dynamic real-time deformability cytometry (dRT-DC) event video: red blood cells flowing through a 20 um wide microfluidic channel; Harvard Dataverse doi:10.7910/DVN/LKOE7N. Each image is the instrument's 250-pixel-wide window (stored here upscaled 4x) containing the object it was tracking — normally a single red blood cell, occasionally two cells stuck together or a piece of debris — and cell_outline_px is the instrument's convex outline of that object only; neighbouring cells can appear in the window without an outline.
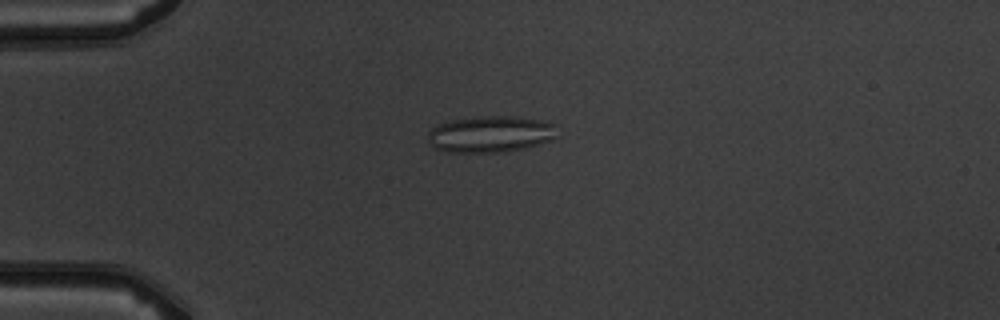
{"species": "common noctule bat (a hibernating species)", "species_latin": "Nyctalus noctula", "temperature_condition": "warm", "stored_images_in_passage": 3, "camera_frame_rate_fps": 3000, "um_per_image_px": 0.085, "animal": {"sex": "male", "body_mass_g": 19.5, "forearm_length_mm": 54.6}, "frame": {"image": 1, "passage_image": 1, "time_ms": 0.0, "image_size_px": [1000, 320], "cell_outline_px": [[556, 136], [552, 140], [528, 148], [504, 152], [444, 152], [436, 148], [428, 140], [428, 132], [432, 128], [440, 124], [452, 120], [476, 116], [512, 116], [540, 120], [556, 124]], "centroid_in_image_um": [41.72, 11.41], "position_along_channel_um": 43.3, "area_um2": 27.63}}
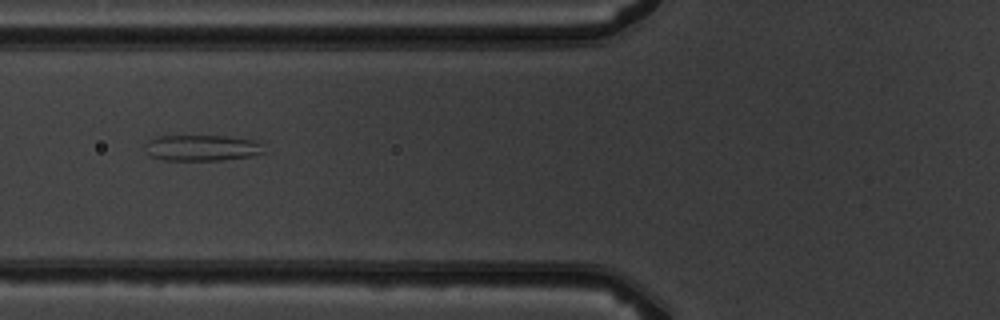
{"frame": {"image": 2, "passage_image": 3, "time_ms": 2.333, "image_size_px": [1000, 320], "cell_outline_px": [[264, 152], [252, 156], [220, 160], [164, 160], [152, 156], [144, 148], [144, 144], [148, 140], [160, 136], [228, 136], [256, 140], [260, 144]], "centroid_in_image_um": [17.16, 12.56], "position_along_channel_um": 108.6, "area_um2": 17.92}}